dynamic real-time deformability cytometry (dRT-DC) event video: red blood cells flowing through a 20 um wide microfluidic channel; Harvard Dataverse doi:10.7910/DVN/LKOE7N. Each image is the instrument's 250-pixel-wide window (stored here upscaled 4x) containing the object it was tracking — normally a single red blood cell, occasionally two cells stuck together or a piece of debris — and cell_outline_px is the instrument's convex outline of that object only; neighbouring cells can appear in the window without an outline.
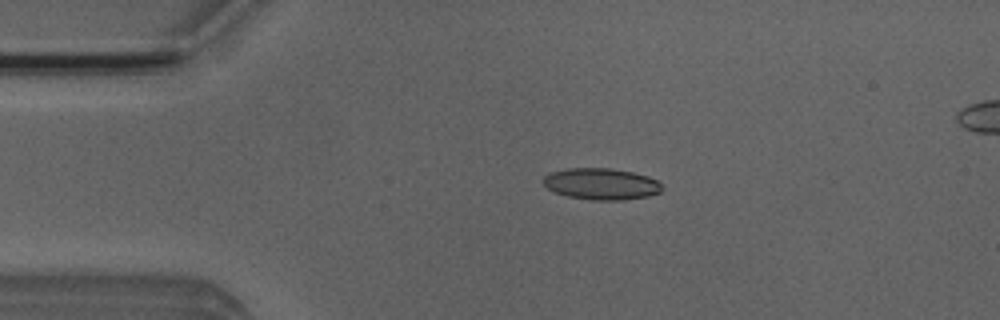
{"species": "Egyptian fruit bat (a non-hibernating species)", "species_latin": "Rousettus aegyptiacus", "temperature_condition": "room temperature", "stored_images_in_passage": 5, "camera_frame_rate_fps": 3000, "um_per_image_px": 0.085, "animal": {"sex": "male"}, "frame": {"image": 1, "passage_image": 3, "time_ms": 2.333, "image_size_px": [1000, 320], "cell_outline_px": [[664, 188], [660, 192], [648, 196], [624, 200], [592, 200], [568, 196], [556, 192], [548, 188], [544, 184], [544, 176], [552, 172], [568, 168], [612, 168], [632, 172], [648, 176], [656, 180]], "centroid_in_image_um": [51.14, 15.63], "position_along_channel_um": 33.9, "area_um2": 21.68}}